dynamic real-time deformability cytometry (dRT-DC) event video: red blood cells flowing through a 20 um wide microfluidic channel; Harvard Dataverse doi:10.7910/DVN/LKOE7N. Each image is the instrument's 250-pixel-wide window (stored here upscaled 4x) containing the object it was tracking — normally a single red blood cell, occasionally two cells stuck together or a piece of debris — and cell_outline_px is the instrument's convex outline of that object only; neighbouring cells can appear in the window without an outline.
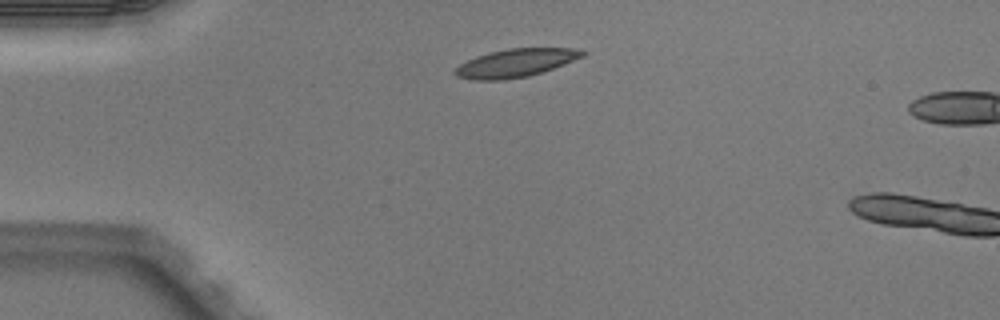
{"species": "Egyptian fruit bat (a non-hibernating species)", "species_latin": "Rousettus aegyptiacus", "temperature_condition": "warm", "stored_images_in_passage": 2, "camera_frame_rate_fps": 3000, "um_per_image_px": 0.085, "animal": {"sex": "male"}, "frame": {"image": 1, "passage_image": 1, "time_ms": 0.0, "image_size_px": [1000, 320], "cell_outline_px": [[584, 56], [564, 64], [528, 76], [504, 80], [472, 80], [456, 76], [452, 72], [460, 64], [476, 56], [488, 52], [508, 48], [580, 48], [584, 52]], "centroid_in_image_um": [43.79, 5.35], "position_along_channel_um": 41.2, "area_um2": 20.87}}